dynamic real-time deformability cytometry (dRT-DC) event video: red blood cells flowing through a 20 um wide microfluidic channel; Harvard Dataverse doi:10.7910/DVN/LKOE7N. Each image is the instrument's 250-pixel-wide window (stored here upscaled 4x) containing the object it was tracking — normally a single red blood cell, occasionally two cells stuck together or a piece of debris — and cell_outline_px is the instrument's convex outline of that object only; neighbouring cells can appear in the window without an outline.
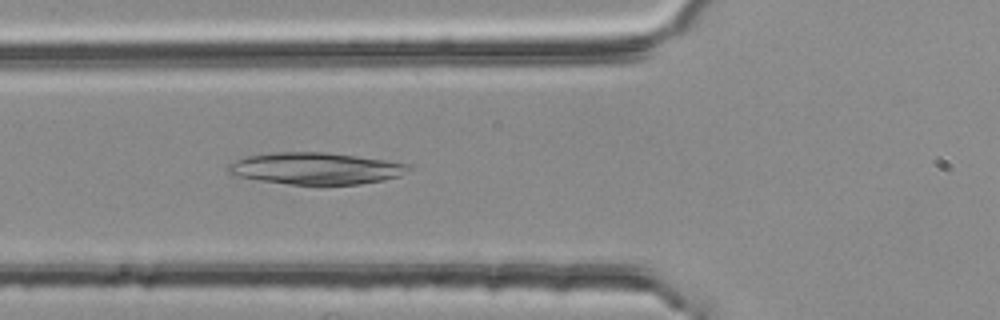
{"species": "common noctule bat (a hibernating species)", "species_latin": "Nyctalus noctula", "temperature_condition": "room temperature", "stored_images_in_passage": 39, "segment_of_instrument_passage": [1, 2], "camera_frame_rate_fps": 3000, "um_per_image_px": 0.085, "animal": {"sex": "female", "body_mass_g": 25.1}, "frame": {"image": 1, "passage_image": 4, "time_ms": 1.0, "image_size_px": [1000, 320], "cell_outline_px": [[412, 168], [400, 176], [384, 180], [360, 184], [320, 188], [288, 184], [260, 180], [236, 176], [228, 172], [228, 164], [244, 156], [272, 152], [324, 152], [384, 160], [408, 164]], "centroid_in_image_um": [26.83, 14.36], "position_along_channel_um": 99.0, "area_um2": 34.28}}
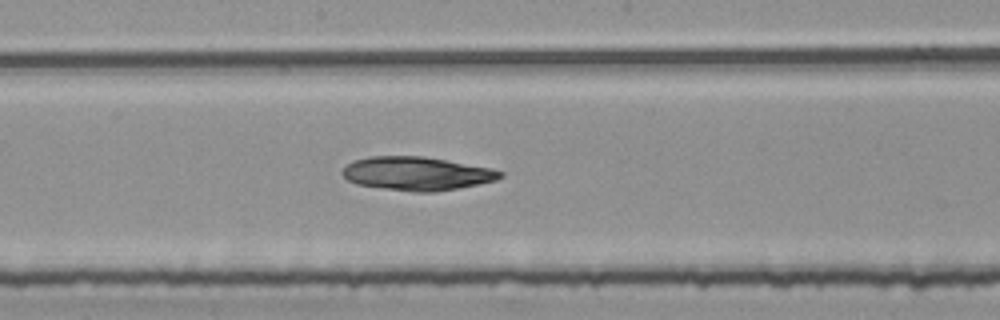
{"frame": {"image": 2, "passage_image": 13, "time_ms": 4.0, "image_size_px": [1000, 320], "cell_outline_px": [[504, 176], [496, 180], [436, 192], [416, 192], [356, 184], [348, 180], [340, 172], [352, 160], [368, 156], [424, 156], [492, 168], [504, 172]], "centroid_in_image_um": [35.42, 14.74], "position_along_channel_um": 212.8, "area_um2": 30.75}}
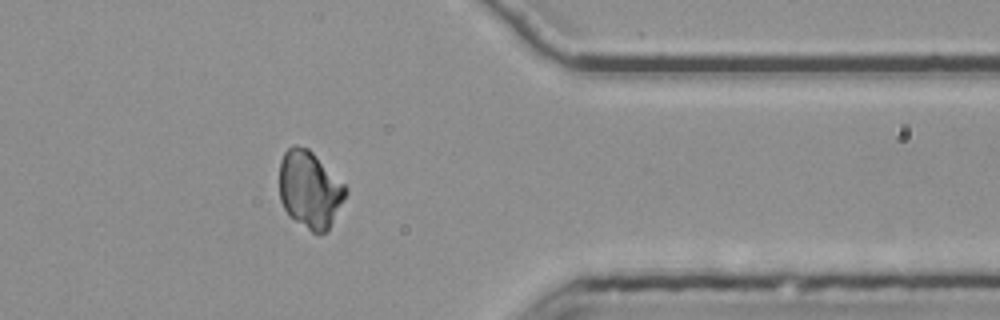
{"frame": {"image": 3, "passage_image": 28, "time_ms": 9.0, "image_size_px": [1000, 320], "cell_outline_px": [[348, 192], [328, 228], [324, 232], [316, 236], [288, 216], [280, 200], [280, 160], [284, 152], [292, 144], [296, 144], [308, 148], [348, 188]], "centroid_in_image_um": [26.3, 16.12], "position_along_channel_um": 385.1, "area_um2": 29.82}}